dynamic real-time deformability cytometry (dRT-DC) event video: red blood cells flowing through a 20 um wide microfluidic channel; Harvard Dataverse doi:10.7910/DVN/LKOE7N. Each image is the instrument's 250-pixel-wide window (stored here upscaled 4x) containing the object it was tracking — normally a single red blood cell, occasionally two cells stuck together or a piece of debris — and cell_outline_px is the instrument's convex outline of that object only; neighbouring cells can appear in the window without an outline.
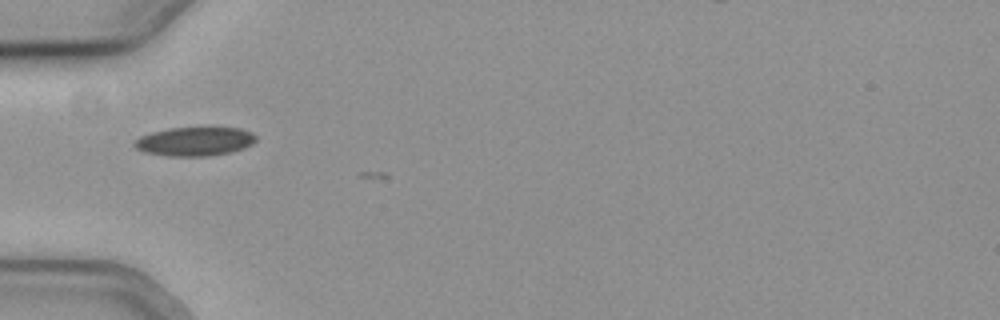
{"species": "common noctule bat (a hibernating species)", "species_latin": "Nyctalus noctula", "temperature_condition": "cold", "stored_images_in_passage": 2, "camera_frame_rate_fps": 3000, "um_per_image_px": 0.085, "animal": {"sex": "female", "body_mass_g": 19.3, "forearm_length_mm": 54.1}, "frame": {"image": 1, "passage_image": 1, "time_ms": 0.0, "image_size_px": [1000, 320], "cell_outline_px": [[256, 140], [252, 144], [244, 148], [228, 152], [208, 156], [168, 156], [144, 152], [136, 148], [132, 144], [140, 136], [152, 132], [168, 128], [208, 124], [212, 124], [240, 128], [252, 132], [256, 136]], "centroid_in_image_um": [16.59, 11.96], "position_along_channel_um": 68.4, "area_um2": 21.44}}